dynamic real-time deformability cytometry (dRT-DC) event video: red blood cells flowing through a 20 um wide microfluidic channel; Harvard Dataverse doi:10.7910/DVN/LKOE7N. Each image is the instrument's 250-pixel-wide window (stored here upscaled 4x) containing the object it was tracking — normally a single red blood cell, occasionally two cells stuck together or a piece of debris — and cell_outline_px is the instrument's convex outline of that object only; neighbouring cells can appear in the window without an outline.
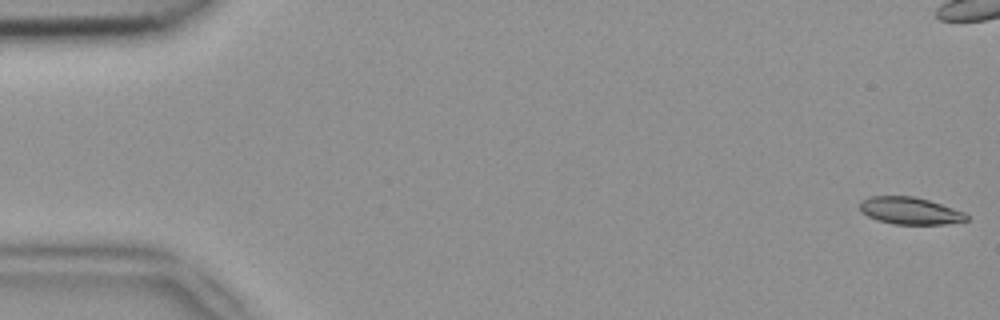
{"species": "common noctule bat (a hibernating species)", "species_latin": "Nyctalus noctula", "temperature_condition": "room temperature", "stored_images_in_passage": 53, "camera_frame_rate_fps": 3000, "um_per_image_px": 0.085, "animal": {"sex": "female", "body_mass_g": 18.4}, "frame": {"image": 1, "passage_image": 1, "time_ms": 0.0, "image_size_px": [1000, 320], "cell_outline_px": [[968, 220], [944, 224], [892, 224], [876, 220], [860, 212], [860, 200], [868, 196], [912, 196], [928, 200], [964, 212], [968, 216]], "centroid_in_image_um": [77.29, 17.91], "position_along_channel_um": 7.7, "area_um2": 16.88}}
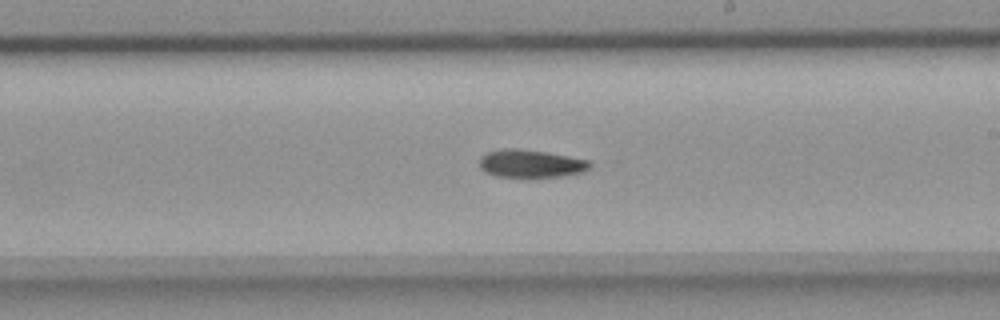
{"frame": {"image": 2, "passage_image": 30, "time_ms": 9.667, "image_size_px": [1000, 320], "cell_outline_px": [[592, 164], [584, 172], [560, 176], [496, 176], [484, 172], [480, 168], [480, 156], [484, 152], [504, 148], [520, 148], [548, 152], [592, 160]], "centroid_in_image_um": [45.11, 13.87], "position_along_channel_um": 243.9, "area_um2": 18.09}}
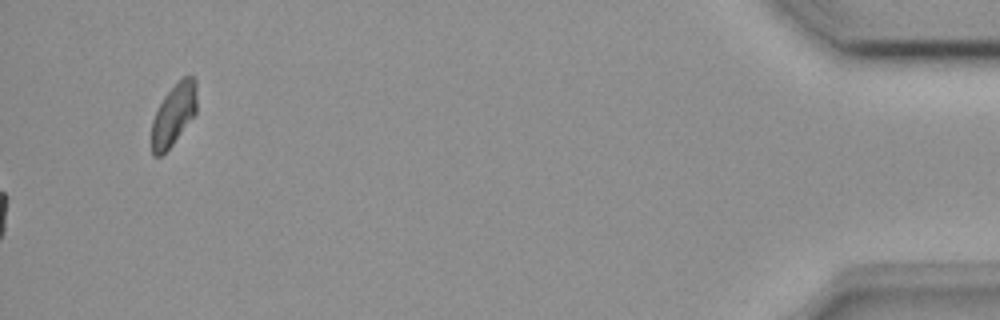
{"frame": {"image": 3, "passage_image": 53, "time_ms": 17.333, "image_size_px": [1000, 320], "cell_outline_px": [[196, 112], [172, 144], [160, 156], [152, 156], [152, 120], [164, 96], [184, 76], [196, 76]], "centroid_in_image_um": [14.76, 9.73], "position_along_channel_um": 420.4, "area_um2": 15.84}, "authors_computed_cell_mechanics": {"area_um2": 17.7446, "velocity_mm_per_s": 3.9287, "shape_relaxation_time_tau1_ms": 5.695, "shape_relaxation_time_tau2_ms": null, "deformation_change_tau1": 0.1397, "deformation_change_tau2": null}}